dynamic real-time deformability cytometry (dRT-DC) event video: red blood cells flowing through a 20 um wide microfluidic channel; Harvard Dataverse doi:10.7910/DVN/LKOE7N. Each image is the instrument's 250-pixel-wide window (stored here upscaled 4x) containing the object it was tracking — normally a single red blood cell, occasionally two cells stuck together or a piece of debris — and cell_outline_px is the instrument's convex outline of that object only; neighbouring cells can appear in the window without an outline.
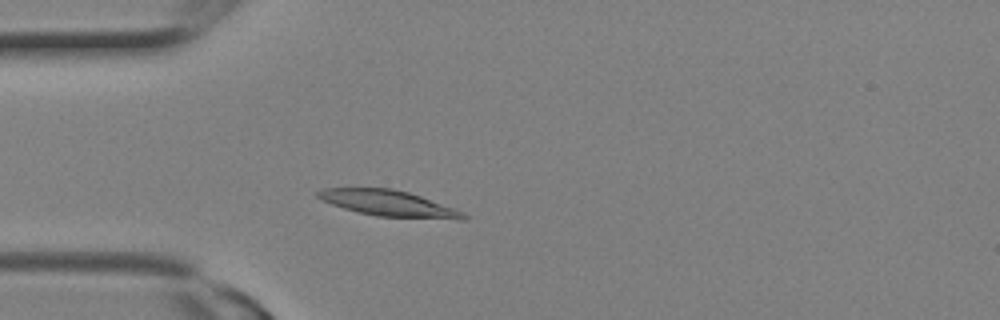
{"species": "Egyptian fruit bat (a non-hibernating species)", "species_latin": "Rousettus aegyptiacus", "temperature_condition": "room temperature", "stored_images_in_passage": 6, "camera_frame_rate_fps": 3000, "um_per_image_px": 0.085, "animal": {"sex": "female"}, "frame": {"image": 1, "passage_image": 4, "time_ms": 1.0, "image_size_px": [1000, 320], "cell_outline_px": [[468, 220], [456, 220], [376, 216], [344, 208], [320, 200], [316, 196], [316, 192], [324, 188], [392, 188], [408, 192], [420, 196], [464, 212], [468, 216]], "centroid_in_image_um": [33.06, 17.29], "position_along_channel_um": 51.9, "area_um2": 22.02}}
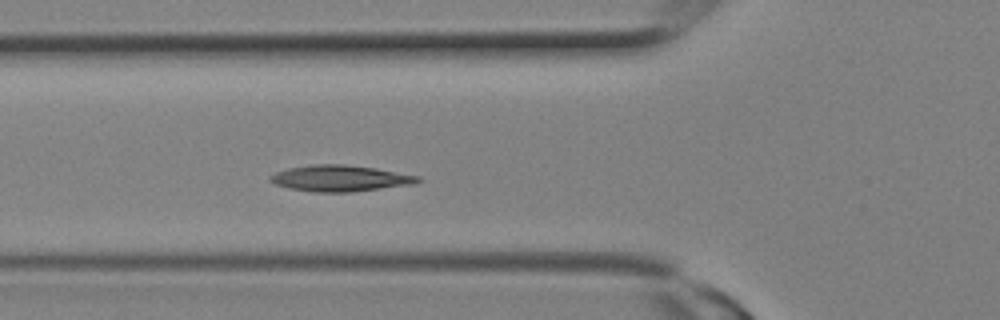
{"frame": {"image": 2, "passage_image": 6, "time_ms": 1.667, "image_size_px": [1000, 320], "cell_outline_px": [[424, 180], [416, 184], [352, 192], [316, 192], [288, 188], [276, 184], [268, 180], [268, 176], [276, 172], [288, 168], [312, 164], [344, 164], [376, 168], [420, 176]], "centroid_in_image_um": [28.95, 15.15], "position_along_channel_um": 96.9, "area_um2": 22.77}}